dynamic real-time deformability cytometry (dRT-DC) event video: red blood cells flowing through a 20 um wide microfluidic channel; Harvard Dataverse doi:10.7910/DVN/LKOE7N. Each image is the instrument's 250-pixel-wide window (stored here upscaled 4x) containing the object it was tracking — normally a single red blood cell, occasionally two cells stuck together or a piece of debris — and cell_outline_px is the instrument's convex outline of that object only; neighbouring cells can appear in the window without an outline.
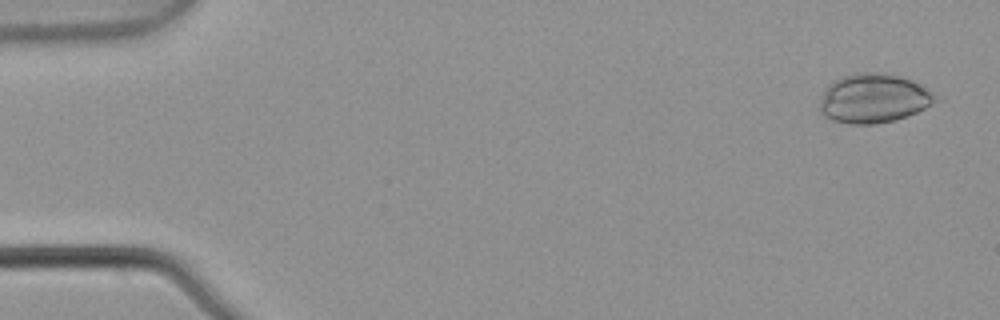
{"species": "common noctule bat (a hibernating species)", "species_latin": "Nyctalus noctula", "temperature_condition": "warm", "stored_images_in_passage": 4, "camera_frame_rate_fps": 3000, "um_per_image_px": 0.085, "animal": {"sex": "male", "body_mass_g": 21.5, "forearm_length_mm": 52.0}, "frame": {"image": 1, "passage_image": 1, "time_ms": 0.0, "image_size_px": [1000, 320], "cell_outline_px": [[936, 100], [924, 108], [908, 116], [896, 120], [876, 124], [848, 124], [832, 120], [824, 116], [820, 112], [820, 100], [828, 84], [832, 80], [840, 76], [856, 72], [872, 72], [900, 76], [912, 80], [920, 84], [936, 96]], "centroid_in_image_um": [74.2, 8.36], "position_along_channel_um": 10.8, "area_um2": 33.18}}